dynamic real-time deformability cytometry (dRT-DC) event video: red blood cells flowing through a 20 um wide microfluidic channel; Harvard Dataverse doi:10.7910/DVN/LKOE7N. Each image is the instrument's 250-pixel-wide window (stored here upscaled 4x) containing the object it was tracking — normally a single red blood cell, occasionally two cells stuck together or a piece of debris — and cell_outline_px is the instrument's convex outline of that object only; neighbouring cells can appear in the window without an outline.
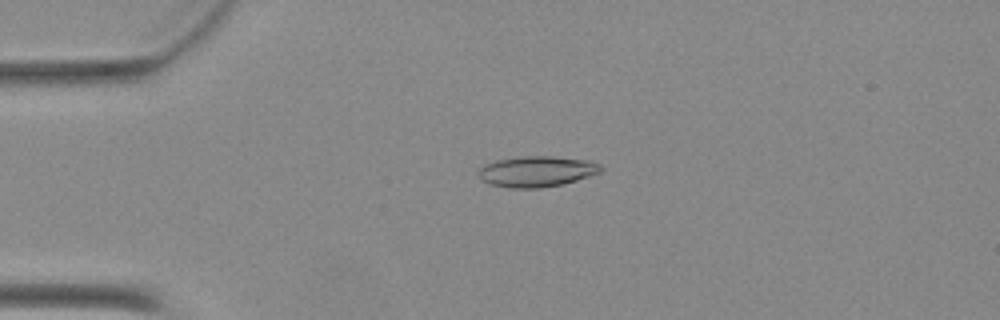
{"species": "Egyptian fruit bat (a non-hibernating species)", "species_latin": "Rousettus aegyptiacus", "temperature_condition": "warm", "stored_images_in_passage": 30, "camera_frame_rate_fps": 3000, "um_per_image_px": 0.085, "animal": {"sex": "female"}, "frame": {"image": 1, "passage_image": 8, "time_ms": 2.333, "image_size_px": [1000, 320], "cell_outline_px": [[604, 168], [600, 172], [576, 180], [560, 184], [540, 188], [512, 188], [492, 184], [480, 180], [476, 172], [484, 164], [496, 160], [520, 156], [552, 156], [588, 160], [600, 164]], "centroid_in_image_um": [45.59, 14.56], "position_along_channel_um": 39.4, "area_um2": 21.96}}
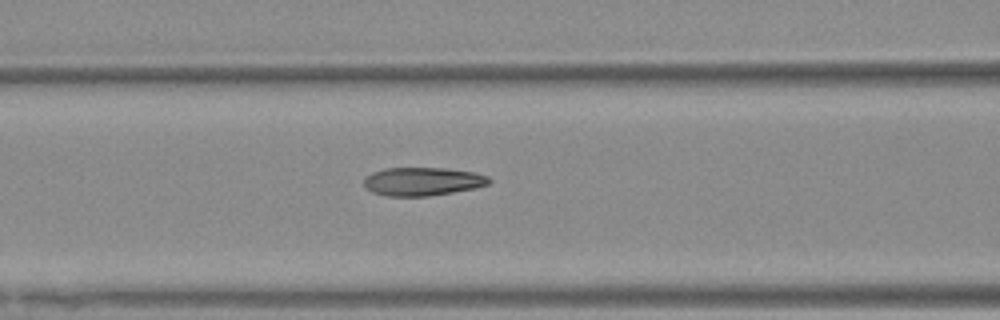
{"frame": {"image": 2, "passage_image": 17, "time_ms": 5.333, "image_size_px": [1000, 320], "cell_outline_px": [[492, 180], [488, 184], [476, 188], [428, 196], [388, 196], [372, 192], [364, 184], [364, 176], [372, 172], [384, 168], [444, 168], [472, 172], [488, 176]], "centroid_in_image_um": [35.9, 15.42], "position_along_channel_um": 130.7, "area_um2": 20.63}}
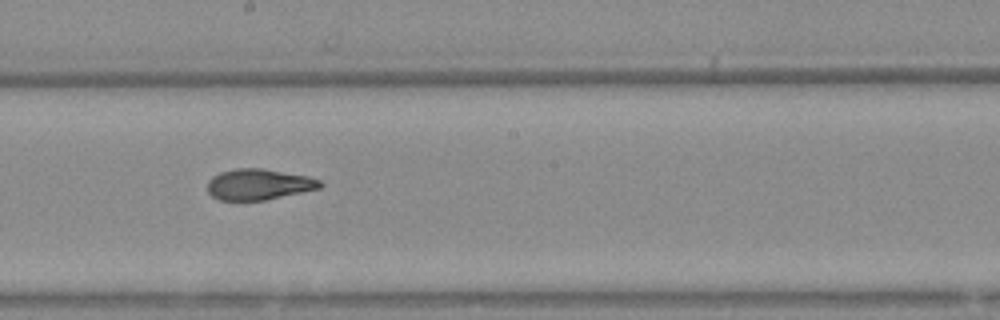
{"frame": {"image": 3, "passage_image": 24, "time_ms": 7.667, "image_size_px": [1000, 320], "cell_outline_px": [[324, 184], [320, 188], [264, 200], [220, 200], [212, 196], [208, 192], [208, 180], [212, 176], [220, 172], [236, 168], [260, 168], [308, 176], [320, 180]], "centroid_in_image_um": [21.98, 15.67], "position_along_channel_um": 226.2, "area_um2": 20.17}}